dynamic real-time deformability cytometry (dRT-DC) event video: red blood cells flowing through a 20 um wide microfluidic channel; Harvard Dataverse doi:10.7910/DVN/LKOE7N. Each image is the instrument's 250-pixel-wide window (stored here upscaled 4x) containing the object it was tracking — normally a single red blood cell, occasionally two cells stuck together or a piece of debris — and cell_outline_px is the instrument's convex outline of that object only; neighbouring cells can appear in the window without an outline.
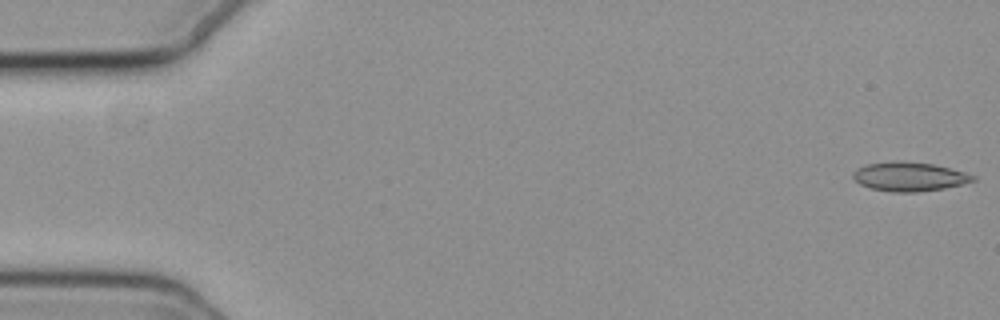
{"species": "common noctule bat (a hibernating species)", "species_latin": "Nyctalus noctula", "temperature_condition": "cold", "stored_images_in_passage": 56, "camera_frame_rate_fps": 3000, "um_per_image_px": 0.085, "animal": {"sex": "female", "body_mass_g": 19.3, "forearm_length_mm": 54.1}, "frame": {"image": 1, "passage_image": 1, "time_ms": 0.0, "image_size_px": [1000, 320], "cell_outline_px": [[976, 180], [944, 188], [916, 192], [892, 192], [872, 188], [860, 184], [852, 176], [852, 172], [856, 168], [864, 164], [892, 160], [904, 160], [932, 164], [964, 172], [976, 176]], "centroid_in_image_um": [77.23, 14.99], "position_along_channel_um": 7.8, "area_um2": 20.4}}
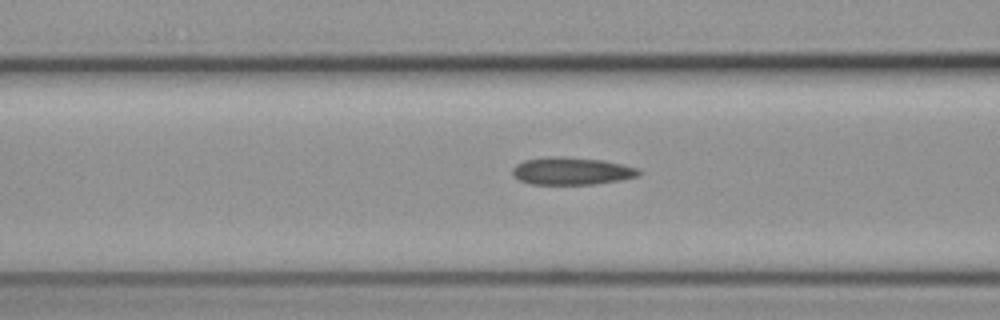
{"frame": {"image": 2, "passage_image": 22, "time_ms": 7.0, "image_size_px": [1000, 320], "cell_outline_px": [[640, 176], [620, 180], [596, 184], [528, 184], [512, 176], [512, 168], [516, 164], [524, 160], [552, 156], [560, 156], [600, 160], [620, 164], [636, 168], [640, 172]], "centroid_in_image_um": [48.54, 14.54], "position_along_channel_um": 118.1, "area_um2": 20.17}}
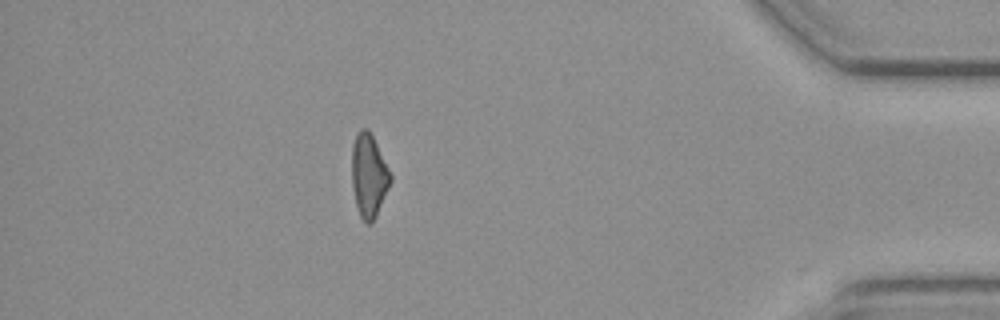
{"frame": {"image": 3, "passage_image": 49, "time_ms": 16.0, "image_size_px": [1000, 320], "cell_outline_px": [[392, 180], [376, 216], [368, 224], [360, 216], [356, 204], [352, 188], [352, 144], [360, 128], [368, 128], [392, 176]], "centroid_in_image_um": [31.34, 14.91], "position_along_channel_um": 403.9, "area_um2": 18.44}, "authors_computed_cell_mechanics": {"area_um2": 19.6809, "velocity_mm_per_s": 3.731, "shape_relaxation_time_tau1_ms": null, "shape_relaxation_time_tau2_ms": 5.976, "deformation_change_tau1": null, "deformation_change_tau2": 0.1585}}